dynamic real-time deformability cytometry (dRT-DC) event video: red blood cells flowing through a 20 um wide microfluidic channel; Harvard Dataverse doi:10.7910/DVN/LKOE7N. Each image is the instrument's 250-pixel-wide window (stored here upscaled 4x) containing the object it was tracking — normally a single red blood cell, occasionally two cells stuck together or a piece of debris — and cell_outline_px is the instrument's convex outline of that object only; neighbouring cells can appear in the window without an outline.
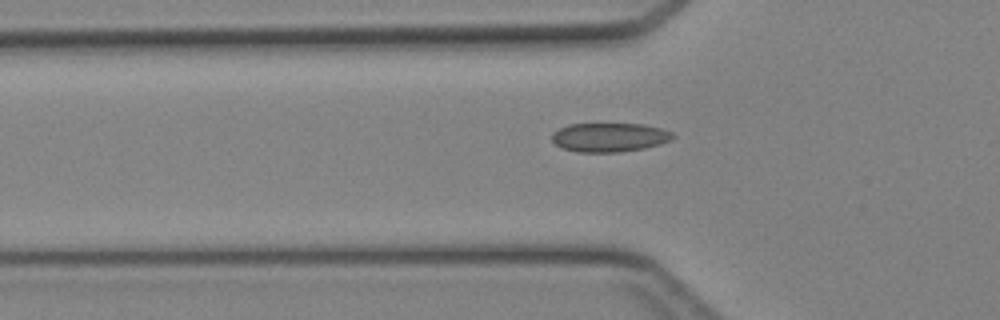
{"species": "Egyptian fruit bat (a non-hibernating species)", "species_latin": "Rousettus aegyptiacus", "temperature_condition": "cold", "stored_images_in_passage": 32, "camera_frame_rate_fps": 3000, "um_per_image_px": 0.085, "animal": {"sex": "female"}, "frame": {"image": 1, "passage_image": 3, "time_ms": 0.667, "image_size_px": [1000, 320], "cell_outline_px": [[676, 136], [672, 140], [660, 144], [644, 148], [620, 152], [576, 152], [564, 148], [556, 144], [552, 140], [552, 132], [568, 124], [644, 124], [660, 128], [672, 132]], "centroid_in_image_um": [51.82, 11.67], "position_along_channel_um": 74.0, "area_um2": 20.46}}
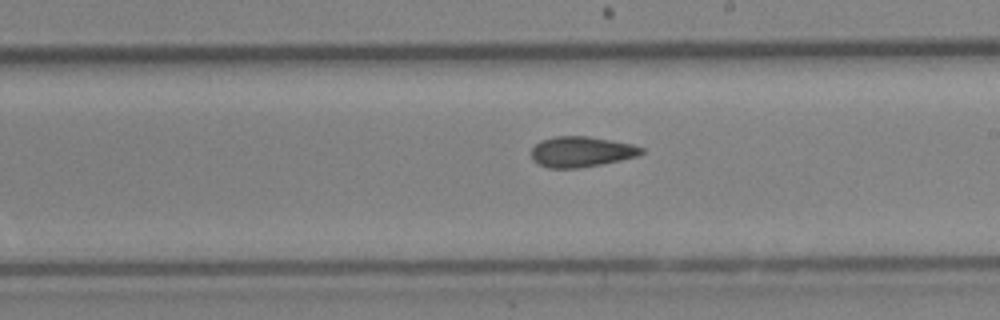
{"frame": {"image": 2, "passage_image": 14, "time_ms": 4.333, "image_size_px": [1000, 320], "cell_outline_px": [[644, 152], [640, 156], [600, 164], [576, 168], [548, 168], [532, 160], [532, 148], [540, 140], [556, 136], [588, 136], [632, 144], [644, 148]], "centroid_in_image_um": [49.42, 12.89], "position_along_channel_um": 239.6, "area_um2": 19.54}}
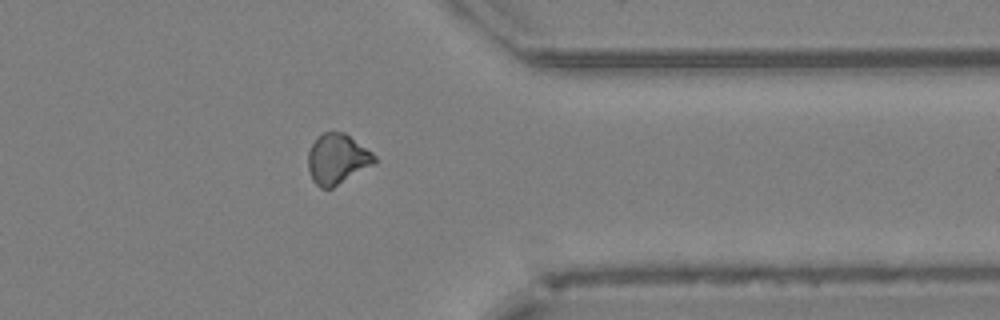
{"frame": {"image": 3, "passage_image": 24, "time_ms": 7.667, "image_size_px": [1000, 320], "cell_outline_px": [[376, 164], [332, 188], [320, 188], [312, 180], [308, 168], [308, 152], [312, 144], [324, 132], [344, 132], [372, 152], [376, 156]], "centroid_in_image_um": [28.68, 13.53], "position_along_channel_um": 382.7, "area_um2": 19.42}}